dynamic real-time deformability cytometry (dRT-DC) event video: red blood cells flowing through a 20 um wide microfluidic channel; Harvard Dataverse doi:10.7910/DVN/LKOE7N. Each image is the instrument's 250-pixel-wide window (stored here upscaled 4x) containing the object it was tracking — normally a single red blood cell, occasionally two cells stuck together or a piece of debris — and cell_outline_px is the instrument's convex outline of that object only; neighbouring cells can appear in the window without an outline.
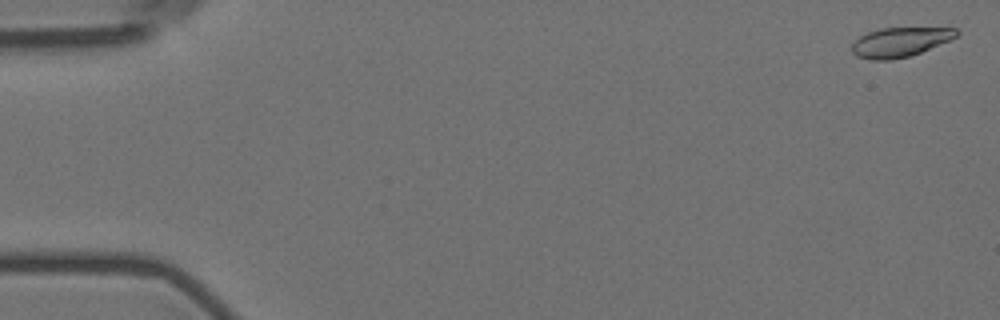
{"species": "Egyptian fruit bat (a non-hibernating species)", "species_latin": "Rousettus aegyptiacus", "temperature_condition": "room temperature", "stored_images_in_passage": 5, "camera_frame_rate_fps": 3000, "um_per_image_px": 0.085, "animal": {"sex": "female"}, "frame": {"image": 1, "passage_image": 1, "time_ms": 0.0, "image_size_px": [1000, 320], "cell_outline_px": [[960, 32], [956, 36], [948, 40], [920, 52], [908, 56], [892, 60], [872, 60], [856, 56], [852, 52], [852, 44], [860, 36], [868, 32], [880, 28], [956, 28]], "centroid_in_image_um": [76.46, 3.58], "position_along_channel_um": 8.5, "area_um2": 17.69}}
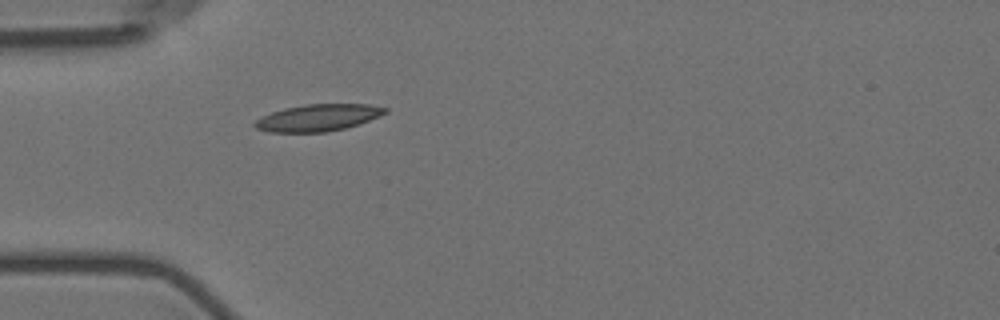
{"frame": {"image": 2, "passage_image": 5, "time_ms": 5.333, "image_size_px": [1000, 320], "cell_outline_px": [[388, 112], [368, 120], [344, 128], [324, 132], [268, 132], [256, 128], [252, 124], [256, 120], [272, 112], [284, 108], [304, 104], [368, 104], [388, 108]], "centroid_in_image_um": [27.01, 10.0], "position_along_channel_um": 58.0, "area_um2": 20.17}}